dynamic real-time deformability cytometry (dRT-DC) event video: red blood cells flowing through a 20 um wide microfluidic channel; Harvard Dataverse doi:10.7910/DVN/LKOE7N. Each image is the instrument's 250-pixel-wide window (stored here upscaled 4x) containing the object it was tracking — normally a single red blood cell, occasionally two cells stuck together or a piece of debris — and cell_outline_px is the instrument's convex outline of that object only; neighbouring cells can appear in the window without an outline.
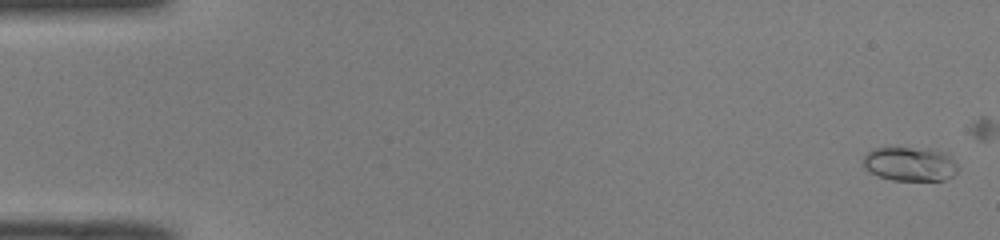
{"species": "common noctule bat (a hibernating species)", "species_latin": "Nyctalus noctula", "temperature_condition": "room temperature", "stored_images_in_passage": 16, "camera_frame_rate_fps": 3000, "um_per_image_px": 0.085, "animal": {"sex": "male", "body_mass_g": 19.0, "forearm_length_mm": 50.8}, "frame": {"image": 1, "passage_image": 2, "time_ms": 0.333, "image_size_px": [1000, 240], "cell_outline_px": [[956, 172], [952, 176], [944, 180], [892, 180], [868, 172], [864, 168], [864, 156], [868, 152], [876, 148], [912, 148], [944, 152], [956, 164]], "centroid_in_image_um": [77.3, 13.96], "position_along_channel_um": 7.7, "area_um2": 18.38}}
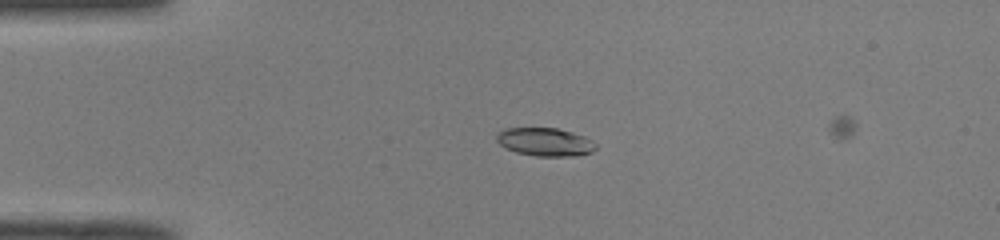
{"frame": {"image": 2, "passage_image": 13, "time_ms": 4.0, "image_size_px": [1000, 240], "cell_outline_px": [[596, 148], [592, 152], [572, 156], [536, 156], [516, 152], [500, 144], [496, 140], [496, 136], [500, 132], [508, 128], [556, 128], [572, 132], [584, 136], [592, 140], [596, 144]], "centroid_in_image_um": [46.36, 12.06], "position_along_channel_um": 38.6, "area_um2": 16.13}}